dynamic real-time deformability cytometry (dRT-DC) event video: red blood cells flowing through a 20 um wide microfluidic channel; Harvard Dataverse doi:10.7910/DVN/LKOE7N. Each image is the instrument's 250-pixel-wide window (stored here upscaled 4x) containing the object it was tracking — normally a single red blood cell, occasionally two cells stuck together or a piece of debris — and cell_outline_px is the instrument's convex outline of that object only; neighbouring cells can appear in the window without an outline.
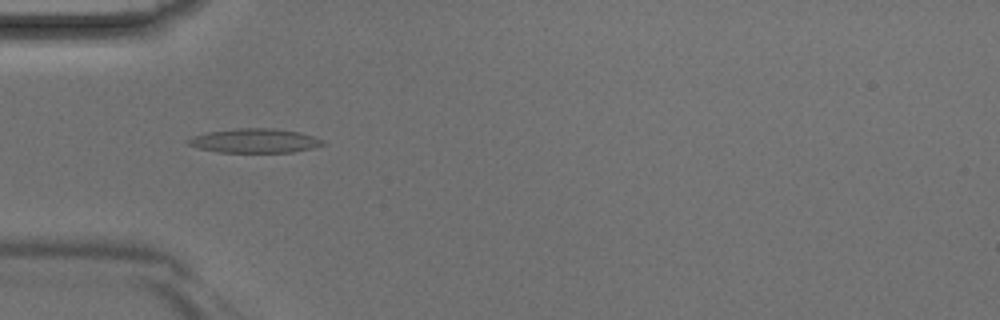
{"species": "Egyptian fruit bat (a non-hibernating species)", "species_latin": "Rousettus aegyptiacus", "temperature_condition": "room temperature", "stored_images_in_passage": 43, "camera_frame_rate_fps": 3000, "um_per_image_px": 0.085, "animal": {"sex": "male"}, "frame": {"image": 1, "passage_image": 13, "time_ms": 4.0, "image_size_px": [1000, 320], "cell_outline_px": [[328, 144], [312, 148], [292, 152], [220, 152], [200, 148], [188, 144], [188, 140], [192, 136], [208, 132], [236, 128], [276, 128], [300, 132], [324, 140]], "centroid_in_image_um": [21.71, 11.95], "position_along_channel_um": 63.3, "area_um2": 18.96}}
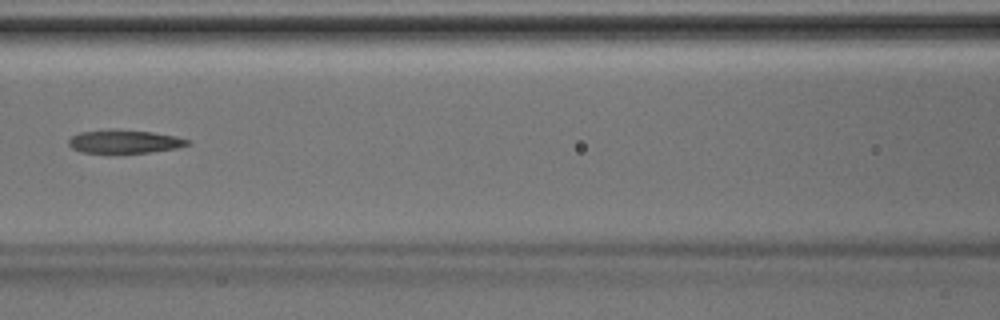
{"frame": {"image": 2, "passage_image": 19, "time_ms": 6.0, "image_size_px": [1000, 320], "cell_outline_px": [[192, 144], [176, 148], [148, 152], [80, 152], [72, 148], [68, 144], [68, 140], [72, 136], [80, 132], [152, 132], [176, 136], [192, 140]], "centroid_in_image_um": [10.66, 12.07], "position_along_channel_um": 155.9, "area_um2": 15.2}}
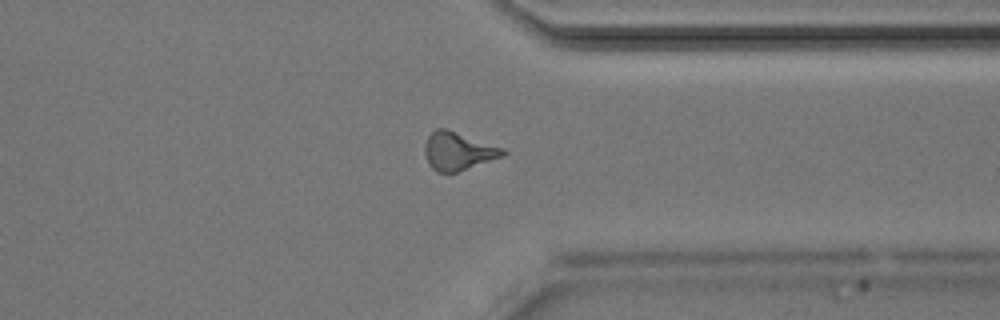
{"frame": {"image": 3, "passage_image": 33, "time_ms": 10.667, "image_size_px": [1000, 320], "cell_outline_px": [[508, 152], [504, 156], [456, 172], [436, 172], [428, 164], [424, 152], [424, 144], [428, 136], [436, 128], [448, 128], [504, 148]], "centroid_in_image_um": [38.94, 12.83], "position_along_channel_um": 372.5, "area_um2": 17.51}}